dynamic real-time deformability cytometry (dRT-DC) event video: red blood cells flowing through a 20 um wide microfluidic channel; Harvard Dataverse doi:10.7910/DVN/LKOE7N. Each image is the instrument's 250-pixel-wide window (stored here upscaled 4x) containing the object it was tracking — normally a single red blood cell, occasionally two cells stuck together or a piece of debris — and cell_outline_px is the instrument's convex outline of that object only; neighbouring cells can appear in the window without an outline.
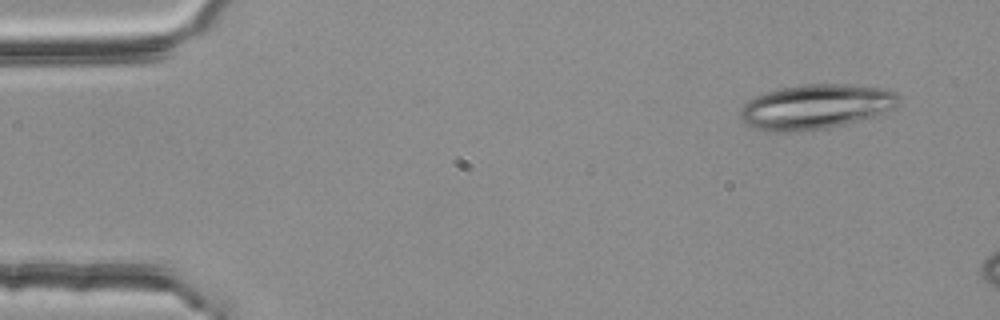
{"species": "common noctule bat (a hibernating species)", "species_latin": "Nyctalus noctula", "temperature_condition": "room temperature", "stored_images_in_passage": 4, "camera_frame_rate_fps": 3000, "um_per_image_px": 0.085, "animal": {"sex": "female", "body_mass_g": 25.1}, "frame": {"image": 1, "passage_image": 1, "time_ms": 0.0, "image_size_px": [1000, 320], "cell_outline_px": [[900, 100], [896, 108], [860, 120], [828, 128], [796, 132], [772, 132], [756, 128], [740, 120], [740, 108], [748, 100], [756, 96], [780, 88], [804, 84], [852, 84], [880, 88], [896, 92], [900, 96]], "centroid_in_image_um": [69.35, 9.07], "position_along_channel_um": 15.7, "area_um2": 41.44}}